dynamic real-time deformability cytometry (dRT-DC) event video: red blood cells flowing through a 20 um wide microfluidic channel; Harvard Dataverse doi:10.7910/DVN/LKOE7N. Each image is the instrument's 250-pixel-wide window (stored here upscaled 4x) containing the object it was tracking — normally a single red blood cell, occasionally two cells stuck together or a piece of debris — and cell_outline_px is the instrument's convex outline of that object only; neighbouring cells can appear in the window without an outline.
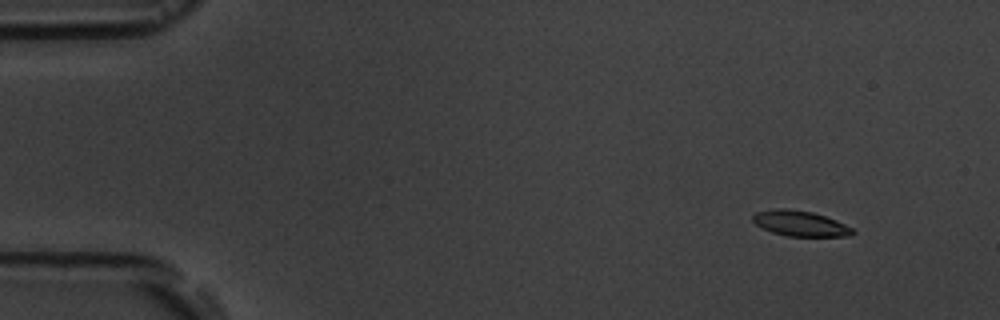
{"species": "common noctule bat (a hibernating species)", "species_latin": "Nyctalus noctula", "temperature_condition": "room temperature", "stored_images_in_passage": 14, "camera_frame_rate_fps": 3000, "um_per_image_px": 0.085, "animal": {"sex": "male", "body_mass_g": 19.5, "forearm_length_mm": 54.6}, "frame": {"image": 1, "passage_image": 1, "time_ms": 0.0, "image_size_px": [1000, 320], "cell_outline_px": [[856, 232], [852, 236], [788, 236], [772, 232], [756, 224], [752, 220], [752, 216], [756, 212], [780, 208], [784, 208], [812, 212], [836, 220], [852, 228]], "centroid_in_image_um": [68.03, 19.0], "position_along_channel_um": 17.0, "area_um2": 14.62}}
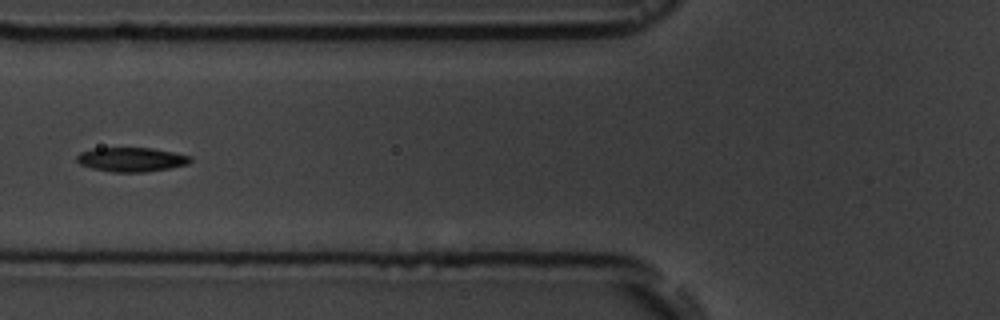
{"frame": {"image": 2, "passage_image": 5, "time_ms": 5.667, "image_size_px": [1000, 320], "cell_outline_px": [[192, 160], [188, 164], [168, 168], [144, 172], [112, 172], [92, 168], [80, 164], [76, 160], [76, 156], [80, 152], [92, 148], [152, 148], [192, 156]], "centroid_in_image_um": [11.15, 13.55], "position_along_channel_um": 114.7, "area_um2": 16.01}}
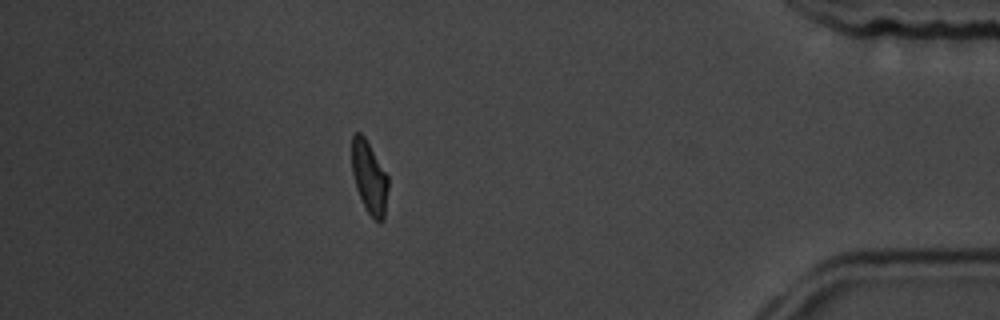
{"frame": {"image": 3, "passage_image": 13, "time_ms": 15.0, "image_size_px": [1000, 320], "cell_outline_px": [[388, 188], [384, 220], [380, 224], [368, 212], [356, 188], [352, 172], [352, 132], [360, 132], [364, 136], [388, 176]], "centroid_in_image_um": [31.39, 15.07], "position_along_channel_um": 403.8, "area_um2": 15.2}, "authors_computed_cell_mechanics": {"area_um2": 15.9817, "velocity_mm_per_s": 3.5721, "shape_relaxation_time_tau1_ms": 1.7799, "shape_relaxation_time_tau2_ms": null, "deformation_change_tau1": 0.1012, "deformation_change_tau2": null}}